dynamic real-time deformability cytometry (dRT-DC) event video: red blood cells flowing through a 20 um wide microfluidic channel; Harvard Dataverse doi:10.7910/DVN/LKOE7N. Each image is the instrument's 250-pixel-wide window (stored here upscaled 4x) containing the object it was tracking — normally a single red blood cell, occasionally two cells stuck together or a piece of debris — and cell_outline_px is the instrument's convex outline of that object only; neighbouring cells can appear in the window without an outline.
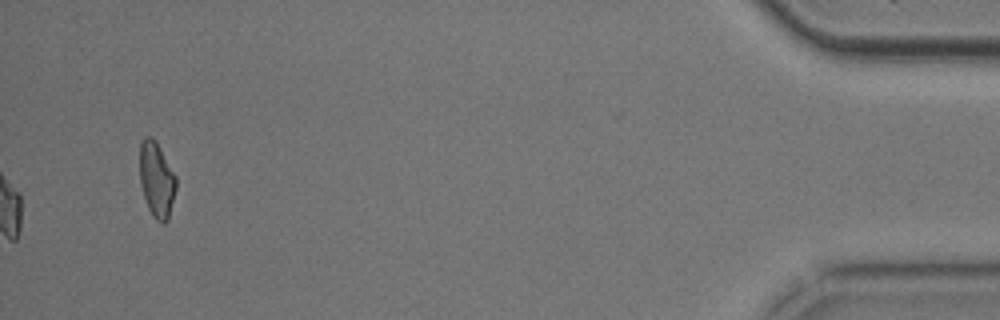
{"species": "common noctule bat (a hibernating species)", "species_latin": "Nyctalus noctula", "temperature_condition": "cold", "stored_images_in_passage": 39, "camera_frame_rate_fps": 3000, "um_per_image_px": 0.085, "animal": {"sex": "male", "body_mass_g": 20.5, "forearm_length_mm": 52.5}, "frame": {"image": 1, "passage_image": 39, "time_ms": 12.667, "image_size_px": [1000, 320], "cell_outline_px": [[176, 188], [168, 220], [164, 224], [160, 224], [152, 216], [148, 208], [140, 184], [140, 144], [144, 136], [152, 136], [160, 148], [176, 176]], "centroid_in_image_um": [13.31, 15.29], "position_along_channel_um": 421.9, "area_um2": 16.01}, "authors_computed_cell_mechanics": {"area_um2": 18.0336, "velocity_mm_per_s": 3.7578, "shape_relaxation_time_tau1_ms": null, "shape_relaxation_time_tau2_ms": 3.7611, "deformation_change_tau1": null, "deformation_change_tau2": 0.0749}}